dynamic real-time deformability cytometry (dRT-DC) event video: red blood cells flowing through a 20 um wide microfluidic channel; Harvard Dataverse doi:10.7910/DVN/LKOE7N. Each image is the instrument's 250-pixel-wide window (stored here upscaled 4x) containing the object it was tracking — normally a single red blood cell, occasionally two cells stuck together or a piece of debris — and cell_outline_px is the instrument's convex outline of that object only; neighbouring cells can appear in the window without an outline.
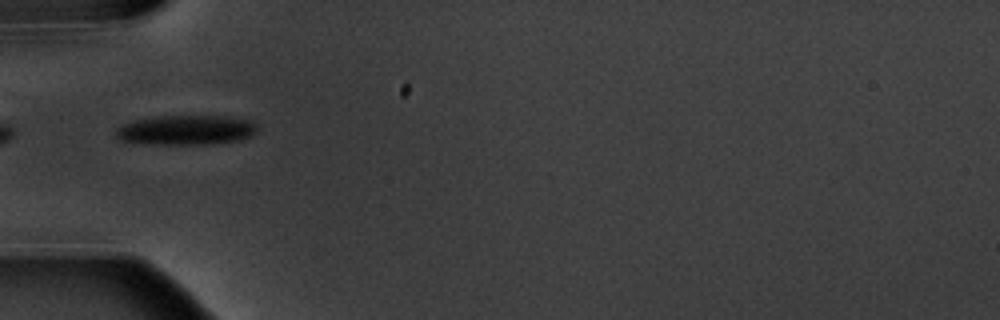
{"species": "common noctule bat (a hibernating species)", "species_latin": "Nyctalus noctula", "temperature_condition": "warm", "stored_images_in_passage": 2, "camera_frame_rate_fps": 3000, "um_per_image_px": 0.085, "animal": {"sex": "male", "body_mass_g": 20.1, "forearm_length_mm": 53.5}, "frame": {"image": 1, "passage_image": 2, "time_ms": 1.0, "image_size_px": [1000, 320], "cell_outline_px": [[256, 132], [252, 136], [240, 140], [208, 144], [152, 144], [124, 140], [116, 136], [116, 128], [132, 120], [160, 116], [224, 116], [252, 120], [256, 124]], "centroid_in_image_um": [15.86, 11.04], "position_along_channel_um": 69.1, "area_um2": 24.39}}